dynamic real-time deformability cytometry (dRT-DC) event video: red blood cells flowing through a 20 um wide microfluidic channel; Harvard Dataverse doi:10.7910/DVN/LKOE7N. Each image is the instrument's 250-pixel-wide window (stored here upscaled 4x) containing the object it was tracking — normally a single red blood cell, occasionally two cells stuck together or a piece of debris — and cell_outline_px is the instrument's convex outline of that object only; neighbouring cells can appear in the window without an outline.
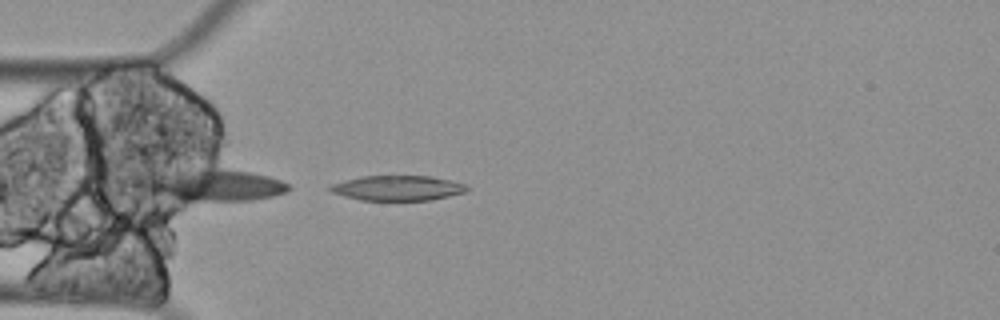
{"species": "Egyptian fruit bat (a non-hibernating species)", "species_latin": "Rousettus aegyptiacus", "temperature_condition": "cold", "stored_images_in_passage": 16, "segment_of_instrument_passage": [2, 2], "camera_frame_rate_fps": 3000, "um_per_image_px": 0.085, "animal": {"sex": "female"}, "frame": {"image": 1, "passage_image": 16, "time_ms": 5.0, "image_size_px": [1000, 320], "cell_outline_px": [[468, 192], [432, 200], [360, 200], [344, 196], [332, 192], [328, 188], [328, 184], [360, 176], [432, 176], [464, 184], [468, 188]], "centroid_in_image_um": [33.77, 15.98], "position_along_channel_um": 51.2, "area_um2": 20.06}}